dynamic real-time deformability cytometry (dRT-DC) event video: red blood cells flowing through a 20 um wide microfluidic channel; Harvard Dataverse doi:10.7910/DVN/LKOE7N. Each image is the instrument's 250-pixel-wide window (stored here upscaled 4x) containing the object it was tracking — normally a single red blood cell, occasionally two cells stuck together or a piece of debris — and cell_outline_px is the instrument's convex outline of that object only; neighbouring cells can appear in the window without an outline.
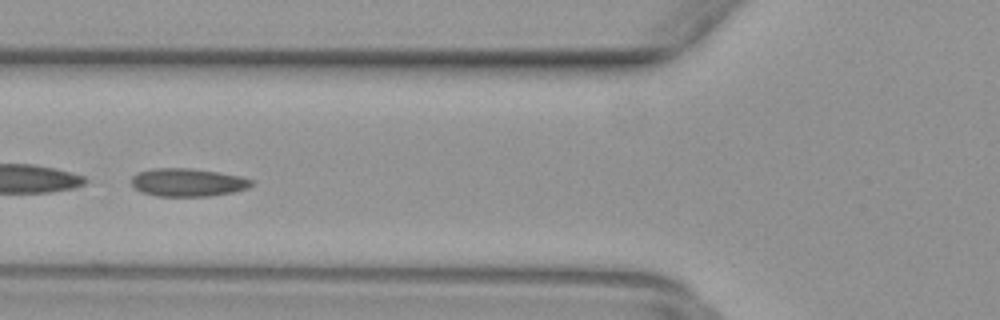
{"species": "common noctule bat (a hibernating species)", "species_latin": "Nyctalus noctula", "temperature_condition": "warm", "stored_images_in_passage": 36, "camera_frame_rate_fps": 3000, "um_per_image_px": 0.085, "animal": {"sex": "female", "body_mass_g": 29.2, "forearm_length_mm": 56.3}, "frame": {"image": 1, "passage_image": 6, "time_ms": 1.667, "image_size_px": [1000, 320], "cell_outline_px": [[256, 184], [248, 188], [232, 192], [212, 196], [156, 196], [140, 192], [132, 184], [132, 176], [136, 172], [152, 168], [188, 168], [216, 172], [240, 176], [252, 180]], "centroid_in_image_um": [15.95, 15.5], "position_along_channel_um": 109.9, "area_um2": 19.71}}